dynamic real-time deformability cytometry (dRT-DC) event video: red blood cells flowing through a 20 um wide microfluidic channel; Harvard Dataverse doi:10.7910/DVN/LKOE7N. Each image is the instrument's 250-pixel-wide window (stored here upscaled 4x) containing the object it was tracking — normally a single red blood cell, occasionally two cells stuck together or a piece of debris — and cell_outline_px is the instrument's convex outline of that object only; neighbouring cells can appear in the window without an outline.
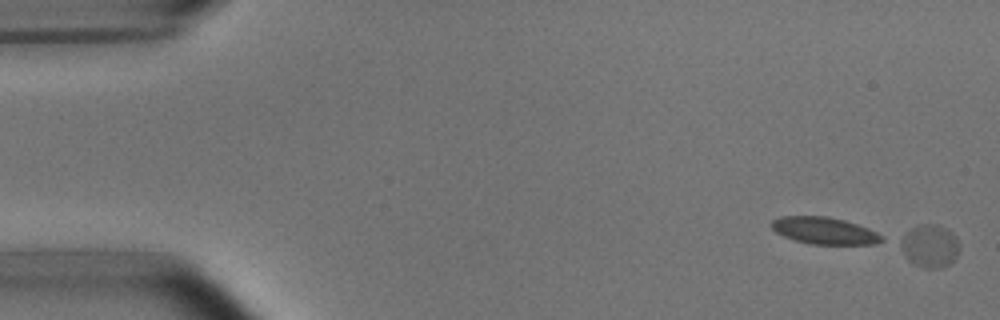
{"species": "common noctule bat (a hibernating species)", "species_latin": "Nyctalus noctula", "temperature_condition": "room temperature", "stored_images_in_passage": 6, "segment_of_instrument_passage": [2, 2], "camera_frame_rate_fps": 3000, "um_per_image_px": 0.085, "animal": {"sex": "male", "body_mass_g": 15.6}, "frame": {"image": 1, "passage_image": 6, "time_ms": 6.0, "image_size_px": [1000, 320], "cell_outline_px": [[960, 248], [956, 256], [948, 264], [940, 268], [924, 268], [912, 264], [904, 256], [892, 240], [916, 224], [936, 224], [952, 232], [956, 236]], "centroid_in_image_um": [78.89, 20.88], "position_along_channel_um": 6.1, "area_um2": 15.55}}